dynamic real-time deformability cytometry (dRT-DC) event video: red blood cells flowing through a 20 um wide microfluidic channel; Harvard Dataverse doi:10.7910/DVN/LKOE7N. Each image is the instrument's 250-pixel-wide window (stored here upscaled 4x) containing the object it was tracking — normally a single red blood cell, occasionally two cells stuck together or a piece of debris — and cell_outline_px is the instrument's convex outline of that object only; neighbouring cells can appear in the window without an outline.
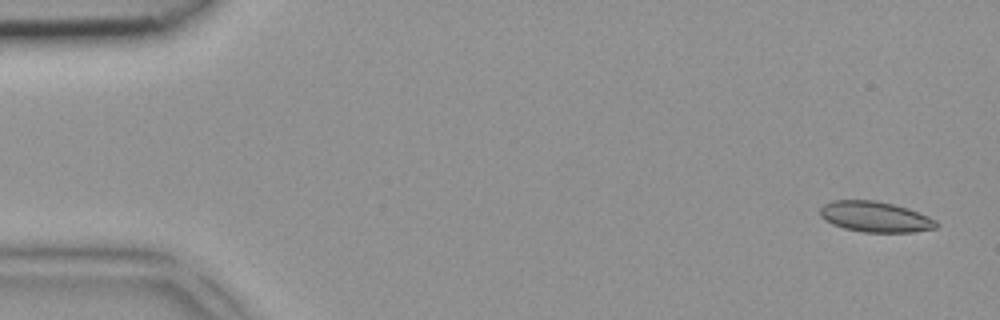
{"species": "common noctule bat (a hibernating species)", "species_latin": "Nyctalus noctula", "temperature_condition": "room temperature", "stored_images_in_passage": 5, "camera_frame_rate_fps": 3000, "um_per_image_px": 0.085, "animal": {"sex": "female", "body_mass_g": 18.4}, "frame": {"image": 1, "passage_image": 1, "time_ms": 0.0, "image_size_px": [1000, 320], "cell_outline_px": [[940, 224], [936, 228], [912, 232], [864, 232], [844, 228], [832, 224], [824, 220], [820, 216], [820, 208], [824, 204], [832, 200], [876, 200], [908, 208], [928, 216], [936, 220]], "centroid_in_image_um": [74.39, 18.42], "position_along_channel_um": 10.6, "area_um2": 20.81}}
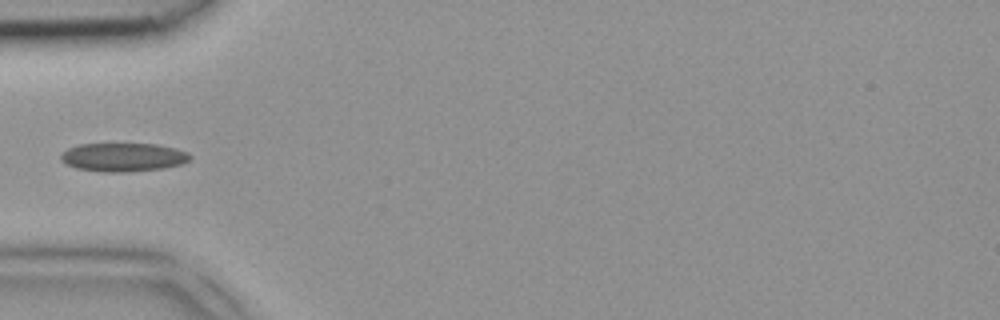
{"frame": {"image": 2, "passage_image": 4, "time_ms": 1.0, "image_size_px": [1000, 320], "cell_outline_px": [[192, 156], [184, 164], [164, 168], [124, 172], [104, 172], [76, 168], [60, 160], [60, 156], [68, 148], [80, 144], [156, 144], [176, 148], [188, 152]], "centroid_in_image_um": [10.51, 13.36], "position_along_channel_um": 74.5, "area_um2": 21.5}}